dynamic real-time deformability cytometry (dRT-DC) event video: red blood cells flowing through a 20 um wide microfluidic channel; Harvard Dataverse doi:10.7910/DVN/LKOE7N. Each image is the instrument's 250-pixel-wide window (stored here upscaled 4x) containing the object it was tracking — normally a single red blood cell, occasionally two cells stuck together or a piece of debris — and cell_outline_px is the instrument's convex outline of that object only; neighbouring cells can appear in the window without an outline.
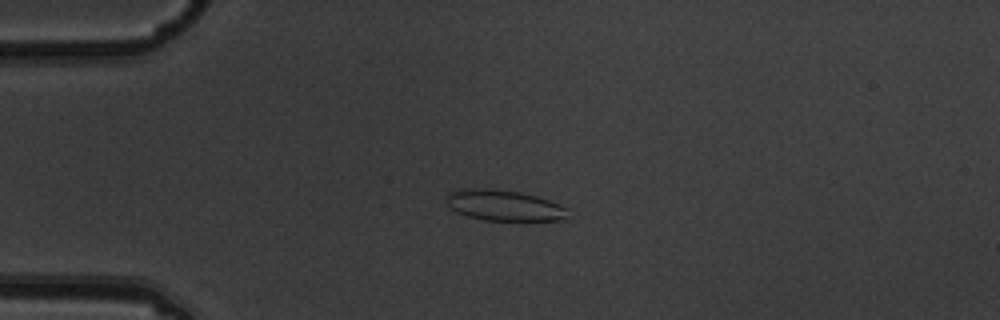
{"species": "common noctule bat (a hibernating species)", "species_latin": "Nyctalus noctula", "temperature_condition": "warm", "stored_images_in_passage": 6, "camera_frame_rate_fps": 3000, "um_per_image_px": 0.085, "animal": {"sex": "male", "body_mass_g": 19.5, "forearm_length_mm": 54.6}, "frame": {"image": 1, "passage_image": 3, "time_ms": 0.667, "image_size_px": [1000, 320], "cell_outline_px": [[568, 208], [564, 220], [484, 220], [468, 216], [456, 212], [448, 204], [448, 192], [460, 188], [492, 188], [520, 192], [536, 196], [560, 204]], "centroid_in_image_um": [42.83, 17.44], "position_along_channel_um": 42.2, "area_um2": 21.73}}
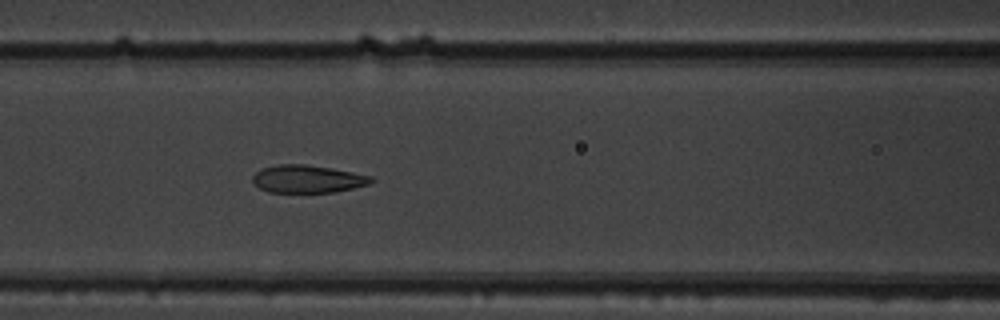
{"frame": {"image": 2, "passage_image": 6, "time_ms": 1.667, "image_size_px": [1000, 320], "cell_outline_px": [[376, 180], [368, 184], [336, 192], [268, 192], [260, 188], [252, 180], [252, 176], [260, 168], [280, 164], [304, 164], [332, 168], [372, 176]], "centroid_in_image_um": [26.14, 15.2], "position_along_channel_um": 140.5, "area_um2": 19.13}}